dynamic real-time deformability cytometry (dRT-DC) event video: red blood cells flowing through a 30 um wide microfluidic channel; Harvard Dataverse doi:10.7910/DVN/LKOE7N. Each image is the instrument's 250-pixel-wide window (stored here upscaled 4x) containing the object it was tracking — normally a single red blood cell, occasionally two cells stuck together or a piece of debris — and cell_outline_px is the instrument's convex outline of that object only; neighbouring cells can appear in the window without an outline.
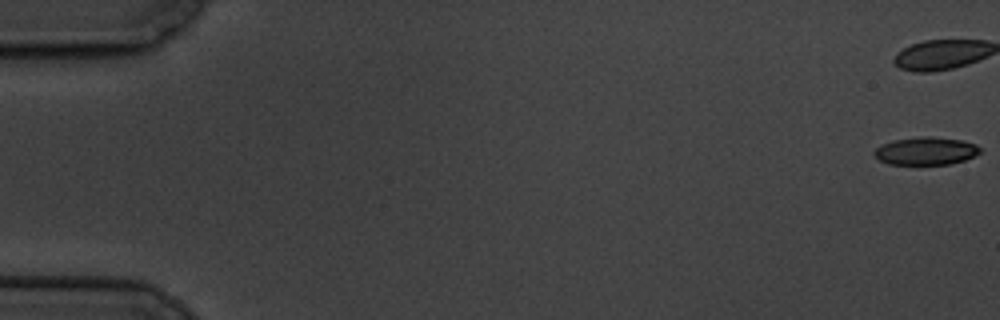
{"species": "common noctule bat (a hibernating species)", "species_latin": "Nyctalus noctula", "temperature_condition": "cold", "stored_images_in_passage": 9, "camera_frame_rate_fps": 3000, "um_per_image_px": 0.085, "animal": {"sex": "male", "body_mass_g": 19.5, "forearm_length_mm": 54.6}, "frame": {"image": 1, "passage_image": 1, "time_ms": 0.0, "image_size_px": [1000, 320], "cell_outline_px": [[980, 152], [964, 160], [948, 164], [888, 164], [880, 160], [872, 152], [880, 144], [892, 140], [920, 136], [932, 136], [960, 140], [976, 144], [980, 148]], "centroid_in_image_um": [78.65, 12.82], "position_along_channel_um": 6.3, "area_um2": 17.11}}
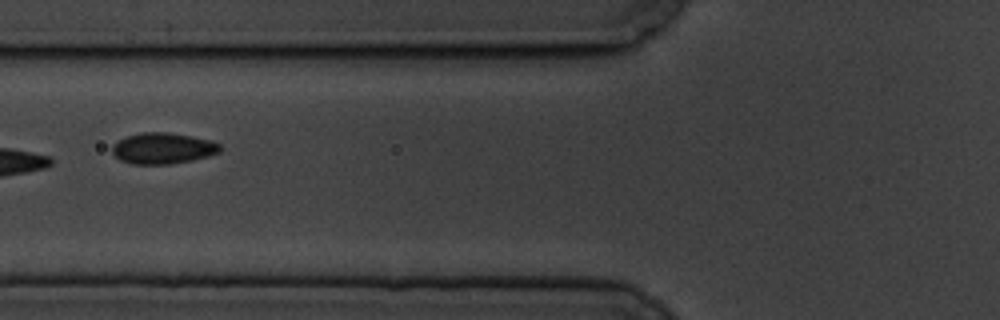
{"frame": {"image": 2, "passage_image": 8, "time_ms": 8.0, "image_size_px": [1000, 320], "cell_outline_px": [[220, 152], [208, 156], [192, 160], [168, 164], [132, 164], [120, 160], [112, 152], [112, 144], [116, 140], [140, 132], [168, 132], [192, 136], [212, 140], [220, 144]], "centroid_in_image_um": [13.83, 12.6], "position_along_channel_um": 112.0, "area_um2": 19.65}}
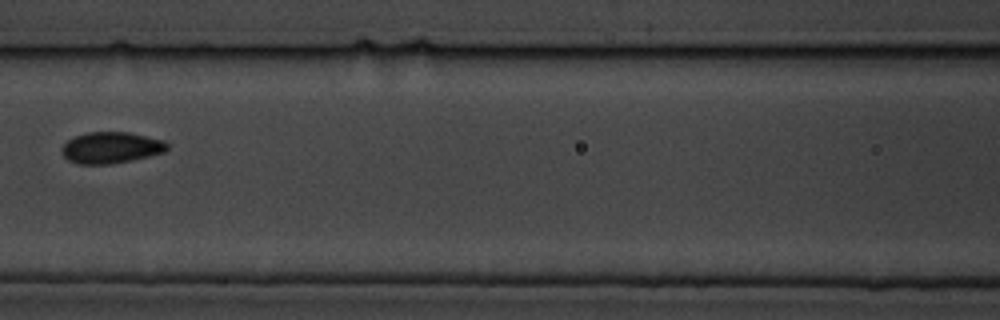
{"frame": {"image": 3, "passage_image": 9, "time_ms": 9.333, "image_size_px": [1000, 320], "cell_outline_px": [[168, 148], [164, 152], [132, 160], [108, 164], [80, 164], [68, 160], [60, 152], [60, 148], [68, 140], [76, 136], [88, 132], [128, 132], [160, 140], [168, 144]], "centroid_in_image_um": [9.39, 12.55], "position_along_channel_um": 157.2, "area_um2": 19.02}}